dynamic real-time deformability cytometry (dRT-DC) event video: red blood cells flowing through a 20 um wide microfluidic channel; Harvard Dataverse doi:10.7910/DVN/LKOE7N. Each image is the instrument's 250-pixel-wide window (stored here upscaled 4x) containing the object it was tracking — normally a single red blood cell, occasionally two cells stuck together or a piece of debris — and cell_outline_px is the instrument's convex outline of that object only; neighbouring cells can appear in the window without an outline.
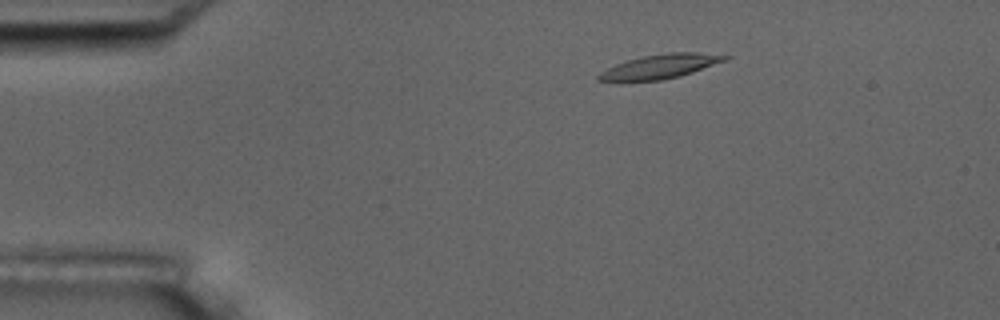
{"species": "common noctule bat (a hibernating species)", "species_latin": "Nyctalus noctula", "temperature_condition": "room temperature", "stored_images_in_passage": 3, "camera_frame_rate_fps": 3000, "um_per_image_px": 0.085, "animal": {"sex": "male", "body_mass_g": 17.5, "forearm_length_mm": 52.3}, "frame": {"image": 1, "passage_image": 1, "time_ms": 0.0, "image_size_px": [1000, 320], "cell_outline_px": [[732, 56], [724, 60], [692, 72], [680, 76], [660, 80], [620, 84], [596, 80], [596, 76], [600, 72], [616, 64], [628, 60], [644, 56], [668, 52], [696, 52]], "centroid_in_image_um": [55.96, 5.7], "position_along_channel_um": 29.0, "area_um2": 18.21}}
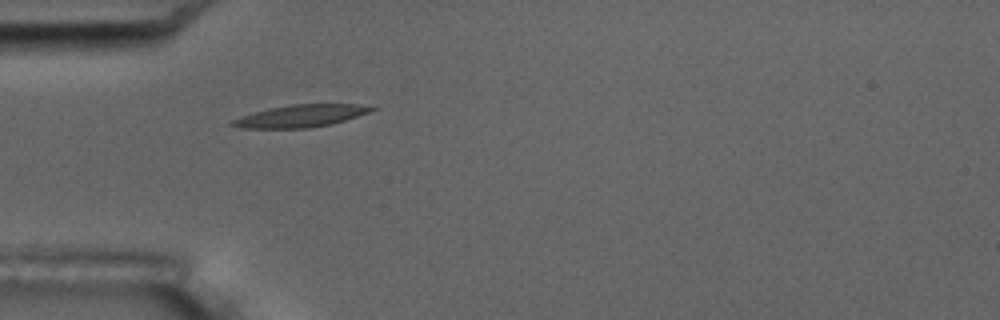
{"frame": {"image": 2, "passage_image": 3, "time_ms": 2.333, "image_size_px": [1000, 320], "cell_outline_px": [[380, 108], [332, 124], [308, 128], [244, 128], [228, 124], [232, 120], [268, 108], [292, 104], [356, 104]], "centroid_in_image_um": [25.58, 9.85], "position_along_channel_um": 59.4, "area_um2": 17.8}}